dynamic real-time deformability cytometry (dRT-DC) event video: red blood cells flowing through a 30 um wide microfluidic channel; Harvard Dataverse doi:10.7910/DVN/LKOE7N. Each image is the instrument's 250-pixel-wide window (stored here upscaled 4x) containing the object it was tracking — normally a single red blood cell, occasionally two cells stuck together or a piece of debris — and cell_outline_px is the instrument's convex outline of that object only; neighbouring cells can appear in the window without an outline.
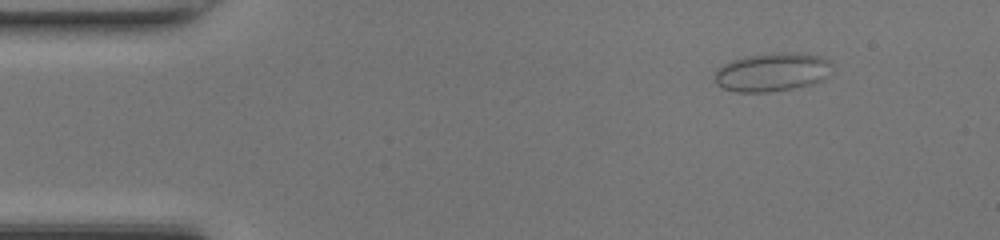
{"species": "common noctule bat (a hibernating species)", "species_latin": "Nyctalus noctula", "temperature_condition": "room temperature", "stored_images_in_passage": 44, "camera_frame_rate_fps": 3000, "um_per_image_px": 0.085, "animal": {"sex": "female", "body_mass_g": 17.0, "forearm_length_mm": 48.0}, "frame": {"image": 1, "passage_image": 2, "time_ms": 0.333, "image_size_px": [1000, 240], "cell_outline_px": [[836, 64], [832, 72], [824, 80], [812, 84], [792, 88], [768, 92], [736, 92], [724, 88], [716, 84], [716, 72], [724, 64], [732, 60], [748, 56], [784, 52], [792, 52], [820, 56], [832, 60]], "centroid_in_image_um": [65.74, 6.13], "position_along_channel_um": 19.3, "area_um2": 26.53}}
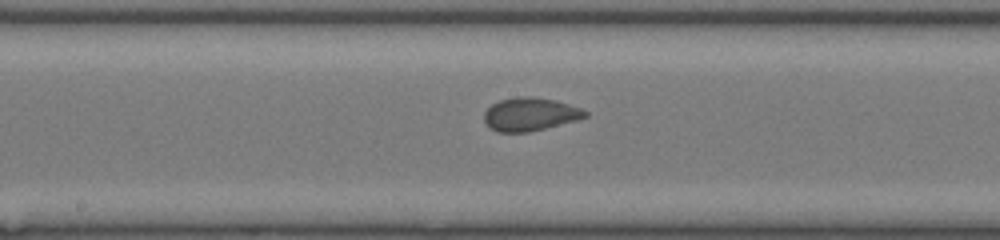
{"frame": {"image": 2, "passage_image": 21, "time_ms": 6.667, "image_size_px": [1000, 240], "cell_outline_px": [[588, 116], [576, 120], [528, 132], [496, 132], [484, 120], [484, 112], [492, 104], [500, 100], [520, 96], [532, 96], [556, 100], [580, 108], [588, 112]], "centroid_in_image_um": [45.05, 9.7], "position_along_channel_um": 203.1, "area_um2": 19.36}}
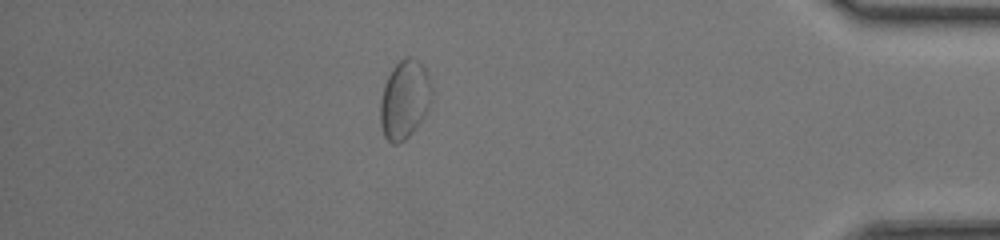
{"frame": {"image": 3, "passage_image": 38, "time_ms": 12.333, "image_size_px": [1000, 240], "cell_outline_px": [[432, 92], [428, 108], [412, 132], [404, 140], [396, 144], [392, 144], [384, 136], [380, 124], [380, 100], [384, 84], [392, 68], [404, 56], [412, 56], [424, 68], [428, 76], [432, 88]], "centroid_in_image_um": [34.35, 8.45], "position_along_channel_um": 400.8, "area_um2": 23.35}}